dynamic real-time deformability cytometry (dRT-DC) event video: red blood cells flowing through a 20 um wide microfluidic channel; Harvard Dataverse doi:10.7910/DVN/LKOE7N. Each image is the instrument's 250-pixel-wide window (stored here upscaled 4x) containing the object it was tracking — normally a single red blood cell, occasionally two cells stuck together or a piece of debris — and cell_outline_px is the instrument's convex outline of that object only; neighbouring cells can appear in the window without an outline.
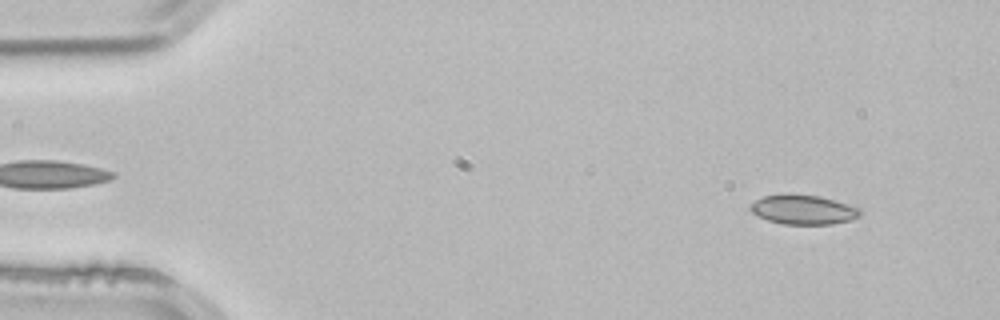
{"species": "common noctule bat (a hibernating species)", "species_latin": "Nyctalus noctula", "temperature_condition": "room temperature", "stored_images_in_passage": 3, "segment_of_instrument_passage": [2, 2], "camera_frame_rate_fps": 3000, "um_per_image_px": 0.085, "animal": {"sex": "male", "body_mass_g": 21.5, "forearm_length_mm": 52.0}, "frame": {"image": 1, "passage_image": 3, "time_ms": 0.667, "image_size_px": [1000, 320], "cell_outline_px": [[864, 212], [860, 216], [848, 220], [832, 224], [784, 224], [768, 220], [752, 212], [748, 208], [756, 200], [764, 196], [784, 192], [788, 192], [820, 196], [860, 208]], "centroid_in_image_um": [68.28, 17.79], "position_along_channel_um": 16.7, "area_um2": 19.02}}